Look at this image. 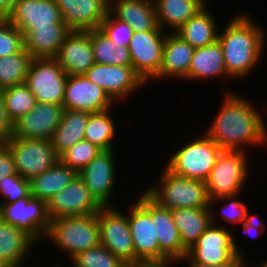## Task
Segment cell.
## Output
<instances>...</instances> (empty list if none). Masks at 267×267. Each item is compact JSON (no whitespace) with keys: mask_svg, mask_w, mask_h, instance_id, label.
Returning a JSON list of instances; mask_svg holds the SVG:
<instances>
[{"mask_svg":"<svg viewBox=\"0 0 267 267\" xmlns=\"http://www.w3.org/2000/svg\"><path fill=\"white\" fill-rule=\"evenodd\" d=\"M224 94L221 109L204 133L222 150L247 151L244 146L249 144L267 145L266 122L258 108L235 92Z\"/></svg>","mask_w":267,"mask_h":267,"instance_id":"cell-1","label":"cell"},{"mask_svg":"<svg viewBox=\"0 0 267 267\" xmlns=\"http://www.w3.org/2000/svg\"><path fill=\"white\" fill-rule=\"evenodd\" d=\"M245 14L234 16L225 31L218 32L225 68L232 80L244 78L253 71L261 62L265 50V31Z\"/></svg>","mask_w":267,"mask_h":267,"instance_id":"cell-2","label":"cell"},{"mask_svg":"<svg viewBox=\"0 0 267 267\" xmlns=\"http://www.w3.org/2000/svg\"><path fill=\"white\" fill-rule=\"evenodd\" d=\"M212 208L210 207L211 224L187 251L186 257L182 261L188 264L204 265L244 263L245 256L236 243L233 228L228 229L222 225L223 223L219 225L218 219H216V210H214V206Z\"/></svg>","mask_w":267,"mask_h":267,"instance_id":"cell-3","label":"cell"},{"mask_svg":"<svg viewBox=\"0 0 267 267\" xmlns=\"http://www.w3.org/2000/svg\"><path fill=\"white\" fill-rule=\"evenodd\" d=\"M159 174L157 184L145 191L160 206L178 208H209V197L204 181L173 174L166 167Z\"/></svg>","mask_w":267,"mask_h":267,"instance_id":"cell-4","label":"cell"},{"mask_svg":"<svg viewBox=\"0 0 267 267\" xmlns=\"http://www.w3.org/2000/svg\"><path fill=\"white\" fill-rule=\"evenodd\" d=\"M72 260L82 251L100 244L97 214L53 219L45 237Z\"/></svg>","mask_w":267,"mask_h":267,"instance_id":"cell-5","label":"cell"},{"mask_svg":"<svg viewBox=\"0 0 267 267\" xmlns=\"http://www.w3.org/2000/svg\"><path fill=\"white\" fill-rule=\"evenodd\" d=\"M222 151L204 133L175 151L165 167L175 175L205 182Z\"/></svg>","mask_w":267,"mask_h":267,"instance_id":"cell-6","label":"cell"},{"mask_svg":"<svg viewBox=\"0 0 267 267\" xmlns=\"http://www.w3.org/2000/svg\"><path fill=\"white\" fill-rule=\"evenodd\" d=\"M246 151L223 150L205 181L209 200L241 194L248 178Z\"/></svg>","mask_w":267,"mask_h":267,"instance_id":"cell-7","label":"cell"},{"mask_svg":"<svg viewBox=\"0 0 267 267\" xmlns=\"http://www.w3.org/2000/svg\"><path fill=\"white\" fill-rule=\"evenodd\" d=\"M3 143L13 155L16 173L28 181L49 170L60 160L50 140L11 137Z\"/></svg>","mask_w":267,"mask_h":267,"instance_id":"cell-8","label":"cell"},{"mask_svg":"<svg viewBox=\"0 0 267 267\" xmlns=\"http://www.w3.org/2000/svg\"><path fill=\"white\" fill-rule=\"evenodd\" d=\"M128 223L135 247L136 262H160L156 225L151 218V197L144 191L133 201Z\"/></svg>","mask_w":267,"mask_h":267,"instance_id":"cell-9","label":"cell"},{"mask_svg":"<svg viewBox=\"0 0 267 267\" xmlns=\"http://www.w3.org/2000/svg\"><path fill=\"white\" fill-rule=\"evenodd\" d=\"M67 76L54 58H33L24 83L37 102L63 105Z\"/></svg>","mask_w":267,"mask_h":267,"instance_id":"cell-10","label":"cell"},{"mask_svg":"<svg viewBox=\"0 0 267 267\" xmlns=\"http://www.w3.org/2000/svg\"><path fill=\"white\" fill-rule=\"evenodd\" d=\"M100 244L125 264L135 263L136 254L128 223V214L107 206L97 213Z\"/></svg>","mask_w":267,"mask_h":267,"instance_id":"cell-11","label":"cell"},{"mask_svg":"<svg viewBox=\"0 0 267 267\" xmlns=\"http://www.w3.org/2000/svg\"><path fill=\"white\" fill-rule=\"evenodd\" d=\"M0 218L24 230L37 243L50 228L47 203L34 197H22L13 203L0 204Z\"/></svg>","mask_w":267,"mask_h":267,"instance_id":"cell-12","label":"cell"},{"mask_svg":"<svg viewBox=\"0 0 267 267\" xmlns=\"http://www.w3.org/2000/svg\"><path fill=\"white\" fill-rule=\"evenodd\" d=\"M165 30L133 32L129 44L131 66L145 83L159 74L163 59Z\"/></svg>","mask_w":267,"mask_h":267,"instance_id":"cell-13","label":"cell"},{"mask_svg":"<svg viewBox=\"0 0 267 267\" xmlns=\"http://www.w3.org/2000/svg\"><path fill=\"white\" fill-rule=\"evenodd\" d=\"M115 150H101L79 173L91 195L102 206H112L110 201L115 193L116 158Z\"/></svg>","mask_w":267,"mask_h":267,"instance_id":"cell-14","label":"cell"},{"mask_svg":"<svg viewBox=\"0 0 267 267\" xmlns=\"http://www.w3.org/2000/svg\"><path fill=\"white\" fill-rule=\"evenodd\" d=\"M101 208L102 206L91 195L85 182L78 175L47 203L50 220L68 216L93 215Z\"/></svg>","mask_w":267,"mask_h":267,"instance_id":"cell-15","label":"cell"},{"mask_svg":"<svg viewBox=\"0 0 267 267\" xmlns=\"http://www.w3.org/2000/svg\"><path fill=\"white\" fill-rule=\"evenodd\" d=\"M85 76L97 86L101 87L116 103L126 99L128 95L146 86L143 79L132 66L103 65L94 63ZM131 93V94H130Z\"/></svg>","mask_w":267,"mask_h":267,"instance_id":"cell-16","label":"cell"},{"mask_svg":"<svg viewBox=\"0 0 267 267\" xmlns=\"http://www.w3.org/2000/svg\"><path fill=\"white\" fill-rule=\"evenodd\" d=\"M115 102L85 75L67 76L64 92V110L98 113L113 107Z\"/></svg>","mask_w":267,"mask_h":267,"instance_id":"cell-17","label":"cell"},{"mask_svg":"<svg viewBox=\"0 0 267 267\" xmlns=\"http://www.w3.org/2000/svg\"><path fill=\"white\" fill-rule=\"evenodd\" d=\"M63 111L62 105L37 102L31 111L13 123L12 137L50 140Z\"/></svg>","mask_w":267,"mask_h":267,"instance_id":"cell-18","label":"cell"},{"mask_svg":"<svg viewBox=\"0 0 267 267\" xmlns=\"http://www.w3.org/2000/svg\"><path fill=\"white\" fill-rule=\"evenodd\" d=\"M60 9L62 21L76 31L99 29L107 18L110 0H54Z\"/></svg>","mask_w":267,"mask_h":267,"instance_id":"cell-19","label":"cell"},{"mask_svg":"<svg viewBox=\"0 0 267 267\" xmlns=\"http://www.w3.org/2000/svg\"><path fill=\"white\" fill-rule=\"evenodd\" d=\"M54 59L67 75H85L95 63L90 30H71Z\"/></svg>","mask_w":267,"mask_h":267,"instance_id":"cell-20","label":"cell"},{"mask_svg":"<svg viewBox=\"0 0 267 267\" xmlns=\"http://www.w3.org/2000/svg\"><path fill=\"white\" fill-rule=\"evenodd\" d=\"M7 19L23 36L37 26L65 24L54 0H19Z\"/></svg>","mask_w":267,"mask_h":267,"instance_id":"cell-21","label":"cell"},{"mask_svg":"<svg viewBox=\"0 0 267 267\" xmlns=\"http://www.w3.org/2000/svg\"><path fill=\"white\" fill-rule=\"evenodd\" d=\"M151 218L156 225L160 247V263L173 265L182 261L187 254V249L182 245L180 232L173 221L171 210L160 206L151 198Z\"/></svg>","mask_w":267,"mask_h":267,"instance_id":"cell-22","label":"cell"},{"mask_svg":"<svg viewBox=\"0 0 267 267\" xmlns=\"http://www.w3.org/2000/svg\"><path fill=\"white\" fill-rule=\"evenodd\" d=\"M194 50L195 48L184 41L178 34L167 33L164 42L162 65L159 74L154 79L180 78L187 80Z\"/></svg>","mask_w":267,"mask_h":267,"instance_id":"cell-23","label":"cell"},{"mask_svg":"<svg viewBox=\"0 0 267 267\" xmlns=\"http://www.w3.org/2000/svg\"><path fill=\"white\" fill-rule=\"evenodd\" d=\"M37 242L24 230L0 218V265L21 267ZM26 258V259H25Z\"/></svg>","mask_w":267,"mask_h":267,"instance_id":"cell-24","label":"cell"},{"mask_svg":"<svg viewBox=\"0 0 267 267\" xmlns=\"http://www.w3.org/2000/svg\"><path fill=\"white\" fill-rule=\"evenodd\" d=\"M109 12L133 31L163 30L157 23L154 0H110Z\"/></svg>","mask_w":267,"mask_h":267,"instance_id":"cell-25","label":"cell"},{"mask_svg":"<svg viewBox=\"0 0 267 267\" xmlns=\"http://www.w3.org/2000/svg\"><path fill=\"white\" fill-rule=\"evenodd\" d=\"M71 29L66 24L35 27L24 36V48L33 58H55Z\"/></svg>","mask_w":267,"mask_h":267,"instance_id":"cell-26","label":"cell"},{"mask_svg":"<svg viewBox=\"0 0 267 267\" xmlns=\"http://www.w3.org/2000/svg\"><path fill=\"white\" fill-rule=\"evenodd\" d=\"M231 79L224 64L223 49L218 40L205 47L195 48L187 74V80Z\"/></svg>","mask_w":267,"mask_h":267,"instance_id":"cell-27","label":"cell"},{"mask_svg":"<svg viewBox=\"0 0 267 267\" xmlns=\"http://www.w3.org/2000/svg\"><path fill=\"white\" fill-rule=\"evenodd\" d=\"M206 1L154 0L158 26L167 32L175 33L191 17L195 16L205 6H208Z\"/></svg>","mask_w":267,"mask_h":267,"instance_id":"cell-28","label":"cell"},{"mask_svg":"<svg viewBox=\"0 0 267 267\" xmlns=\"http://www.w3.org/2000/svg\"><path fill=\"white\" fill-rule=\"evenodd\" d=\"M171 215L175 226L180 232L182 245L189 250L211 224L209 208H178L172 209Z\"/></svg>","mask_w":267,"mask_h":267,"instance_id":"cell-29","label":"cell"},{"mask_svg":"<svg viewBox=\"0 0 267 267\" xmlns=\"http://www.w3.org/2000/svg\"><path fill=\"white\" fill-rule=\"evenodd\" d=\"M89 112L64 110L59 126L50 141L60 157L77 142L84 140Z\"/></svg>","mask_w":267,"mask_h":267,"instance_id":"cell-30","label":"cell"},{"mask_svg":"<svg viewBox=\"0 0 267 267\" xmlns=\"http://www.w3.org/2000/svg\"><path fill=\"white\" fill-rule=\"evenodd\" d=\"M78 173L66 166L61 160L39 176L29 180L32 197L48 201L64 187L70 184Z\"/></svg>","mask_w":267,"mask_h":267,"instance_id":"cell-31","label":"cell"},{"mask_svg":"<svg viewBox=\"0 0 267 267\" xmlns=\"http://www.w3.org/2000/svg\"><path fill=\"white\" fill-rule=\"evenodd\" d=\"M208 7L201 9L175 33L194 48L205 47L218 40V25Z\"/></svg>","mask_w":267,"mask_h":267,"instance_id":"cell-32","label":"cell"},{"mask_svg":"<svg viewBox=\"0 0 267 267\" xmlns=\"http://www.w3.org/2000/svg\"><path fill=\"white\" fill-rule=\"evenodd\" d=\"M95 63L103 65L131 66L128 47L116 45L100 29L90 30Z\"/></svg>","mask_w":267,"mask_h":267,"instance_id":"cell-33","label":"cell"},{"mask_svg":"<svg viewBox=\"0 0 267 267\" xmlns=\"http://www.w3.org/2000/svg\"><path fill=\"white\" fill-rule=\"evenodd\" d=\"M111 109L90 113L86 124L84 140L96 145L101 150H115L113 139L117 132L114 120L110 116Z\"/></svg>","mask_w":267,"mask_h":267,"instance_id":"cell-34","label":"cell"},{"mask_svg":"<svg viewBox=\"0 0 267 267\" xmlns=\"http://www.w3.org/2000/svg\"><path fill=\"white\" fill-rule=\"evenodd\" d=\"M33 57L23 48L0 58V91L25 82Z\"/></svg>","mask_w":267,"mask_h":267,"instance_id":"cell-35","label":"cell"},{"mask_svg":"<svg viewBox=\"0 0 267 267\" xmlns=\"http://www.w3.org/2000/svg\"><path fill=\"white\" fill-rule=\"evenodd\" d=\"M7 114L14 123L20 117L31 111L37 99L25 83L10 86L0 91Z\"/></svg>","mask_w":267,"mask_h":267,"instance_id":"cell-36","label":"cell"},{"mask_svg":"<svg viewBox=\"0 0 267 267\" xmlns=\"http://www.w3.org/2000/svg\"><path fill=\"white\" fill-rule=\"evenodd\" d=\"M70 263L74 267H124L125 264L101 244L82 251Z\"/></svg>","mask_w":267,"mask_h":267,"instance_id":"cell-37","label":"cell"},{"mask_svg":"<svg viewBox=\"0 0 267 267\" xmlns=\"http://www.w3.org/2000/svg\"><path fill=\"white\" fill-rule=\"evenodd\" d=\"M100 151L101 149L96 145L87 140H82L69 148L59 158L66 166L79 173Z\"/></svg>","mask_w":267,"mask_h":267,"instance_id":"cell-38","label":"cell"},{"mask_svg":"<svg viewBox=\"0 0 267 267\" xmlns=\"http://www.w3.org/2000/svg\"><path fill=\"white\" fill-rule=\"evenodd\" d=\"M24 48L22 32L7 18H0V58L16 54Z\"/></svg>","mask_w":267,"mask_h":267,"instance_id":"cell-39","label":"cell"},{"mask_svg":"<svg viewBox=\"0 0 267 267\" xmlns=\"http://www.w3.org/2000/svg\"><path fill=\"white\" fill-rule=\"evenodd\" d=\"M0 195L4 197L2 203H13L22 197H32L30 182L18 173L7 176L0 181Z\"/></svg>","mask_w":267,"mask_h":267,"instance_id":"cell-40","label":"cell"},{"mask_svg":"<svg viewBox=\"0 0 267 267\" xmlns=\"http://www.w3.org/2000/svg\"><path fill=\"white\" fill-rule=\"evenodd\" d=\"M99 29L116 45L123 47H129L134 32L127 22L116 19L110 12Z\"/></svg>","mask_w":267,"mask_h":267,"instance_id":"cell-41","label":"cell"},{"mask_svg":"<svg viewBox=\"0 0 267 267\" xmlns=\"http://www.w3.org/2000/svg\"><path fill=\"white\" fill-rule=\"evenodd\" d=\"M239 194L234 196H223L216 199H212L209 202V207H212L213 204L218 202H227L221 208V220L227 221V224H242L245 220V213L248 209L245 203L236 199ZM216 202V203H215Z\"/></svg>","mask_w":267,"mask_h":267,"instance_id":"cell-42","label":"cell"},{"mask_svg":"<svg viewBox=\"0 0 267 267\" xmlns=\"http://www.w3.org/2000/svg\"><path fill=\"white\" fill-rule=\"evenodd\" d=\"M16 174L15 163L10 149L2 142L0 144V181Z\"/></svg>","mask_w":267,"mask_h":267,"instance_id":"cell-43","label":"cell"},{"mask_svg":"<svg viewBox=\"0 0 267 267\" xmlns=\"http://www.w3.org/2000/svg\"><path fill=\"white\" fill-rule=\"evenodd\" d=\"M265 224L257 218V215H250L248 209L245 213V220L242 223L243 233L249 235L250 237H259L265 232Z\"/></svg>","mask_w":267,"mask_h":267,"instance_id":"cell-44","label":"cell"},{"mask_svg":"<svg viewBox=\"0 0 267 267\" xmlns=\"http://www.w3.org/2000/svg\"><path fill=\"white\" fill-rule=\"evenodd\" d=\"M13 122L10 120L3 97L0 93V141L5 142L12 137Z\"/></svg>","mask_w":267,"mask_h":267,"instance_id":"cell-45","label":"cell"},{"mask_svg":"<svg viewBox=\"0 0 267 267\" xmlns=\"http://www.w3.org/2000/svg\"><path fill=\"white\" fill-rule=\"evenodd\" d=\"M19 0H0V18H8Z\"/></svg>","mask_w":267,"mask_h":267,"instance_id":"cell-46","label":"cell"},{"mask_svg":"<svg viewBox=\"0 0 267 267\" xmlns=\"http://www.w3.org/2000/svg\"><path fill=\"white\" fill-rule=\"evenodd\" d=\"M173 264L160 262H135L124 264V267H171ZM173 267V266H172Z\"/></svg>","mask_w":267,"mask_h":267,"instance_id":"cell-47","label":"cell"},{"mask_svg":"<svg viewBox=\"0 0 267 267\" xmlns=\"http://www.w3.org/2000/svg\"><path fill=\"white\" fill-rule=\"evenodd\" d=\"M188 267H244V263H223V264H187Z\"/></svg>","mask_w":267,"mask_h":267,"instance_id":"cell-48","label":"cell"},{"mask_svg":"<svg viewBox=\"0 0 267 267\" xmlns=\"http://www.w3.org/2000/svg\"><path fill=\"white\" fill-rule=\"evenodd\" d=\"M244 267H252V266H248V262L247 260L244 261ZM255 267H267V259L261 263L260 262V265L258 264V266H255Z\"/></svg>","mask_w":267,"mask_h":267,"instance_id":"cell-49","label":"cell"}]
</instances>
